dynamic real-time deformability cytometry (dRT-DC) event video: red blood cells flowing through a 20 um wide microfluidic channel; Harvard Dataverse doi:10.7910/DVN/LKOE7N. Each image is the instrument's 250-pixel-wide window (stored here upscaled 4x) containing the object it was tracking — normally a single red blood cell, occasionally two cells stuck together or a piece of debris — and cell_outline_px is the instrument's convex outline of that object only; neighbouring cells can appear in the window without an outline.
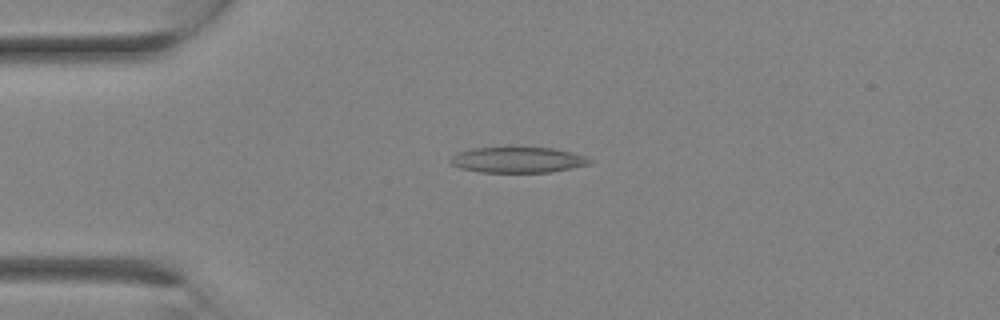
{"species": "Egyptian fruit bat (a non-hibernating species)", "species_latin": "Rousettus aegyptiacus", "temperature_condition": "room temperature", "stored_images_in_passage": 15, "camera_frame_rate_fps": 3000, "um_per_image_px": 0.085, "animal": {"sex": "female"}, "frame": {"image": 1, "passage_image": 7, "time_ms": 2.0, "image_size_px": [1000, 320], "cell_outline_px": [[592, 164], [552, 172], [480, 172], [460, 168], [452, 164], [448, 160], [456, 152], [472, 148], [504, 144], [512, 144], [552, 148], [584, 156], [592, 160]], "centroid_in_image_um": [43.95, 13.53], "position_along_channel_um": 41.1, "area_um2": 21.96}}
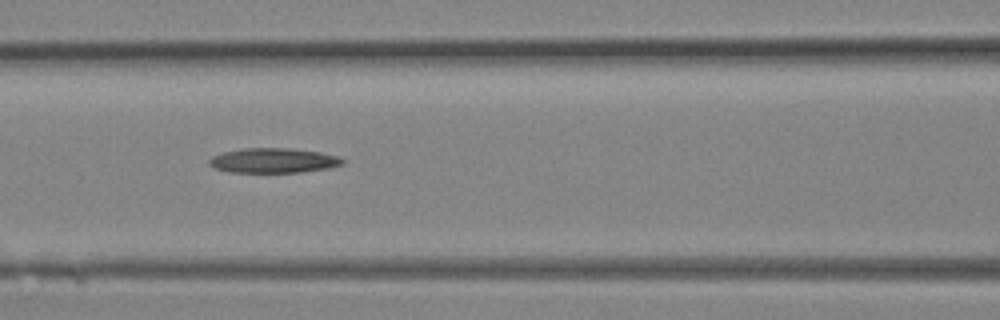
{"frame": {"image": 2, "passage_image": 12, "time_ms": 3.667, "image_size_px": [1000, 320], "cell_outline_px": [[344, 164], [328, 168], [300, 172], [228, 172], [212, 168], [208, 164], [208, 160], [212, 156], [224, 152], [244, 148], [288, 148], [320, 152], [340, 156], [344, 160]], "centroid_in_image_um": [23.22, 13.64], "position_along_channel_um": 143.4, "area_um2": 19.36}}
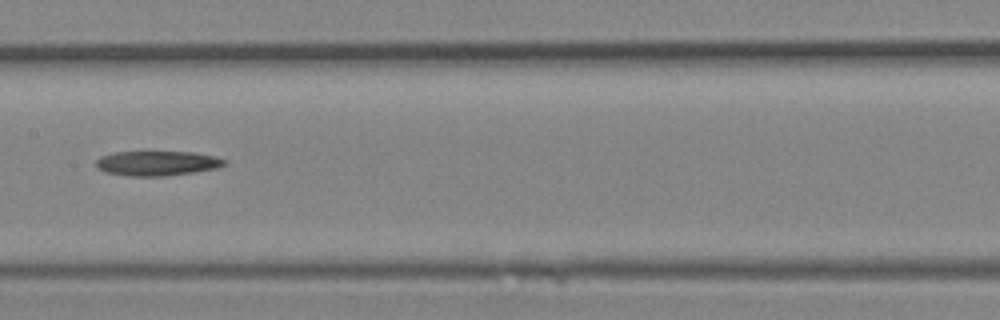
{"frame": {"image": 3, "passage_image": 14, "time_ms": 4.333, "image_size_px": [1000, 320], "cell_outline_px": [[228, 164], [220, 168], [168, 176], [128, 176], [104, 172], [96, 168], [96, 160], [100, 156], [112, 152], [192, 152], [216, 156], [228, 160]], "centroid_in_image_um": [13.39, 13.88], "position_along_channel_um": 194.0, "area_um2": 18.9}}